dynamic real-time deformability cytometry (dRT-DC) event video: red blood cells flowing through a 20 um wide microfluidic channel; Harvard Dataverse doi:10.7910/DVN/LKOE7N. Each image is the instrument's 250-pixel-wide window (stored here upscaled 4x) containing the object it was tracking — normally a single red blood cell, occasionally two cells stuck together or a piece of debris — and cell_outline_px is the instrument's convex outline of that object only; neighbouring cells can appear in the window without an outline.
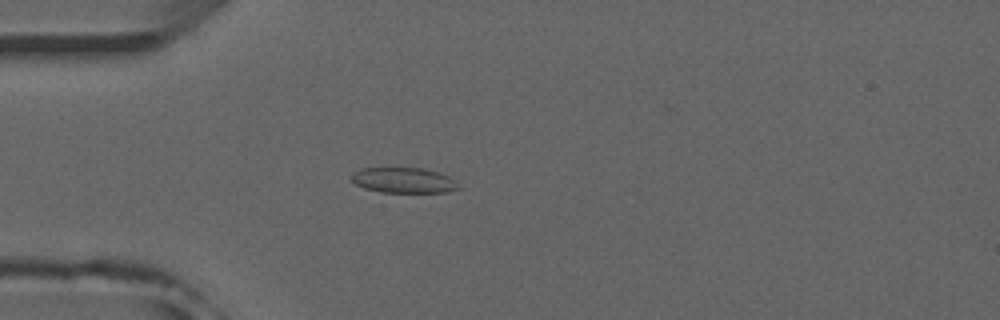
{"species": "common noctule bat (a hibernating species)", "species_latin": "Nyctalus noctula", "temperature_condition": "room temperature", "stored_images_in_passage": 22, "camera_frame_rate_fps": 3000, "um_per_image_px": 0.085, "animal": {"sex": "male", "forearm_length_mm": 52.5}, "frame": {"image": 1, "passage_image": 15, "time_ms": 4.667, "image_size_px": [1000, 320], "cell_outline_px": [[460, 188], [448, 192], [380, 192], [364, 188], [356, 184], [352, 180], [352, 172], [360, 168], [424, 168], [440, 172], [448, 176]], "centroid_in_image_um": [34.28, 15.32], "position_along_channel_um": 50.7, "area_um2": 15.78}}